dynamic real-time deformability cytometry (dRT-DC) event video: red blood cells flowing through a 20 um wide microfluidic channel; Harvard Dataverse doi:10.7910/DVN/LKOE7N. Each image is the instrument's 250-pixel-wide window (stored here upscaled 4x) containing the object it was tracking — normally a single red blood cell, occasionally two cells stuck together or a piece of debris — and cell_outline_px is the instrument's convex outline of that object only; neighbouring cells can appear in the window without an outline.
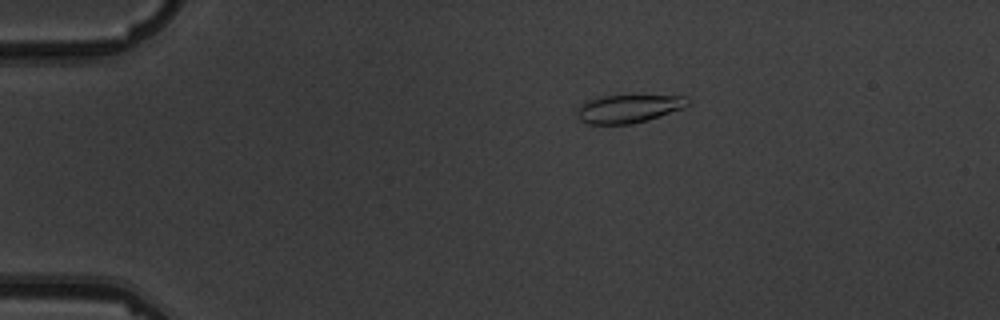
{"species": "common noctule bat (a hibernating species)", "species_latin": "Nyctalus noctula", "temperature_condition": "warm", "stored_images_in_passage": 4, "camera_frame_rate_fps": 3000, "um_per_image_px": 0.085, "animal": {"sex": "male", "body_mass_g": 19.5, "forearm_length_mm": 54.6}, "frame": {"image": 1, "passage_image": 3, "time_ms": 2.333, "image_size_px": [1000, 320], "cell_outline_px": [[692, 100], [684, 108], [648, 120], [632, 124], [584, 124], [576, 116], [576, 108], [584, 100], [596, 96], [688, 96]], "centroid_in_image_um": [53.37, 9.24], "position_along_channel_um": 31.6, "area_um2": 18.55}}